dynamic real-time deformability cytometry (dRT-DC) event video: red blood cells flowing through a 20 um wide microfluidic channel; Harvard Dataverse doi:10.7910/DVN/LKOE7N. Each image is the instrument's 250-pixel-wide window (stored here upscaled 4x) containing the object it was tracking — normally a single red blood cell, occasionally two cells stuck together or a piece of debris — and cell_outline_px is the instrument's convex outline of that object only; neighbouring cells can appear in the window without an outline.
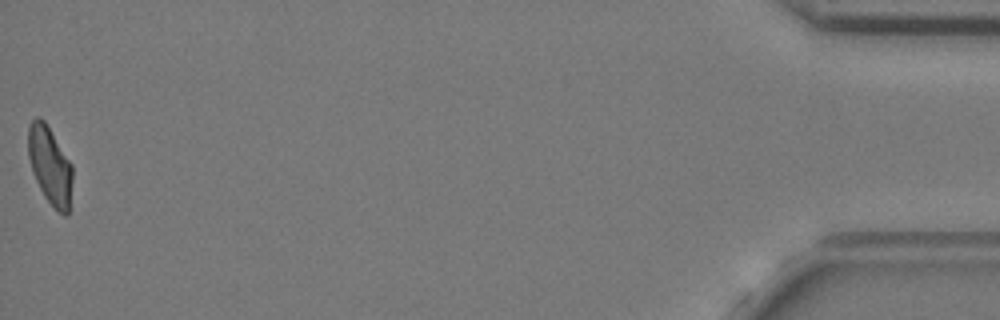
{"species": "common noctule bat (a hibernating species)", "species_latin": "Nyctalus noctula", "temperature_condition": "cold", "stored_images_in_passage": 55, "camera_frame_rate_fps": 3000, "um_per_image_px": 0.085, "animal": {"sex": "female", "body_mass_g": 24.6, "forearm_length_mm": 56.2}, "frame": {"image": 1, "passage_image": 55, "time_ms": 18.0, "image_size_px": [1000, 320], "cell_outline_px": [[72, 180], [68, 216], [64, 216], [44, 196], [32, 172], [28, 156], [28, 128], [32, 120], [36, 116], [40, 116], [44, 120], [72, 164]], "centroid_in_image_um": [4.24, 14.04], "position_along_channel_um": 431.0, "area_um2": 19.94}, "authors_computed_cell_mechanics": {"area_um2": 21.2126, "velocity_mm_per_s": 3.6814, "shape_relaxation_time_tau1_ms": 9.8159, "shape_relaxation_time_tau2_ms": 2.1796, "deformation_change_tau1": 0.195, "deformation_change_tau2": 0.0663}}